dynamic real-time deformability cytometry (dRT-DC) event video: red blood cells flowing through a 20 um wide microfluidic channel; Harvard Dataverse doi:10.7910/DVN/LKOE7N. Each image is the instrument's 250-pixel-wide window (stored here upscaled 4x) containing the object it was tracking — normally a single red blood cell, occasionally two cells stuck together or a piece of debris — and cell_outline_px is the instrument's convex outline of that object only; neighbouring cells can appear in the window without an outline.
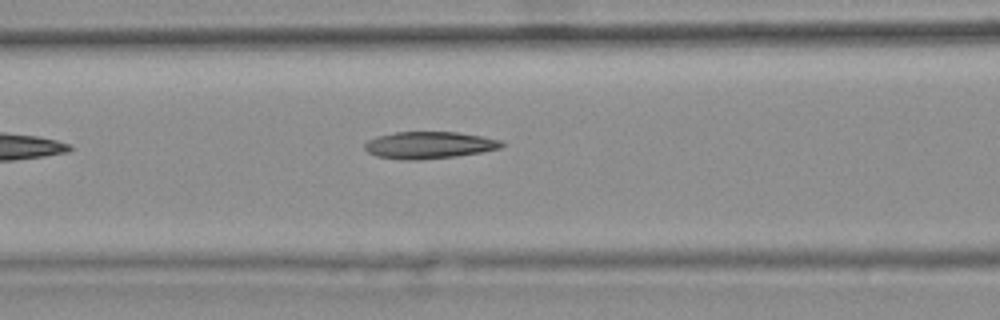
{"species": "common noctule bat (a hibernating species)", "species_latin": "Nyctalus noctula", "temperature_condition": "warm", "stored_images_in_passage": 5, "segment_of_instrument_passage": [1, 2], "camera_frame_rate_fps": 3000, "um_per_image_px": 0.085, "animal": {"sex": "female", "body_mass_g": 25.1}, "frame": {"image": 1, "passage_image": 4, "time_ms": 1.0, "image_size_px": [1000, 320], "cell_outline_px": [[504, 144], [500, 148], [480, 152], [456, 156], [420, 160], [400, 160], [376, 156], [368, 152], [364, 148], [364, 144], [368, 140], [376, 136], [396, 132], [456, 132], [480, 136], [500, 140]], "centroid_in_image_um": [36.42, 12.34], "position_along_channel_um": 130.2, "area_um2": 21.5}}